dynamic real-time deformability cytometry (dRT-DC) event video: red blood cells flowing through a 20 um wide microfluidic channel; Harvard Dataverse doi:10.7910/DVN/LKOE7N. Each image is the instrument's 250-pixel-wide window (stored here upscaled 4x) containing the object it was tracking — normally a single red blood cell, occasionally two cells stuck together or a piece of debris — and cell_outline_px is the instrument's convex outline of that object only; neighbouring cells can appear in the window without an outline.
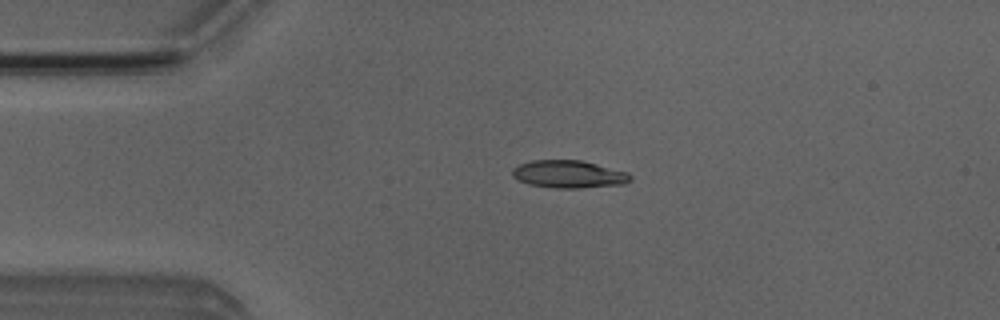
{"species": "Egyptian fruit bat (a non-hibernating species)", "species_latin": "Rousettus aegyptiacus", "temperature_condition": "room temperature", "stored_images_in_passage": 3, "camera_frame_rate_fps": 3000, "um_per_image_px": 0.085, "animal": {"sex": "male"}, "frame": {"image": 1, "passage_image": 1, "time_ms": 0.0, "image_size_px": [1000, 320], "cell_outline_px": [[632, 180], [624, 184], [576, 188], [556, 188], [528, 184], [512, 176], [512, 168], [520, 164], [532, 160], [580, 160], [628, 172], [632, 176]], "centroid_in_image_um": [48.35, 14.8], "position_along_channel_um": 36.6, "area_um2": 18.9}}